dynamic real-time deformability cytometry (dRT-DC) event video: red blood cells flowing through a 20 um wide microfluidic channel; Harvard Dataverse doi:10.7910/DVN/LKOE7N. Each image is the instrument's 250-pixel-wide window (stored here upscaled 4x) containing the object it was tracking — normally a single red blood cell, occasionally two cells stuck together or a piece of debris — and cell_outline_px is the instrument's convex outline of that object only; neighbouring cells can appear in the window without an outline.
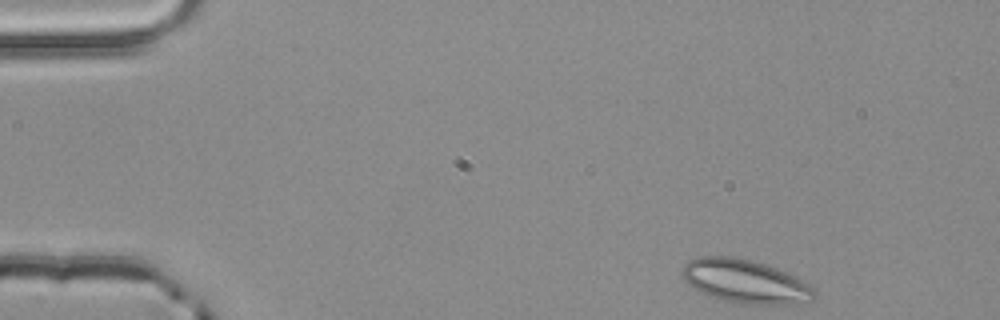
{"species": "common noctule bat (a hibernating species)", "species_latin": "Nyctalus noctula", "temperature_condition": "room temperature", "stored_images_in_passage": 4, "segment_of_instrument_passage": [1, 2], "camera_frame_rate_fps": 3000, "um_per_image_px": 0.085, "animal": {"sex": "male", "body_mass_g": 20.4}, "frame": {"image": 1, "passage_image": 1, "time_ms": 0.0, "image_size_px": [1000, 320], "cell_outline_px": [[816, 296], [812, 300], [804, 304], [752, 304], [724, 300], [708, 296], [688, 284], [684, 280], [680, 272], [680, 268], [688, 260], [700, 256], [732, 256], [752, 260], [776, 268], [796, 276], [812, 284], [816, 288]], "centroid_in_image_um": [63.38, 23.91], "position_along_channel_um": 21.6, "area_um2": 34.04}}